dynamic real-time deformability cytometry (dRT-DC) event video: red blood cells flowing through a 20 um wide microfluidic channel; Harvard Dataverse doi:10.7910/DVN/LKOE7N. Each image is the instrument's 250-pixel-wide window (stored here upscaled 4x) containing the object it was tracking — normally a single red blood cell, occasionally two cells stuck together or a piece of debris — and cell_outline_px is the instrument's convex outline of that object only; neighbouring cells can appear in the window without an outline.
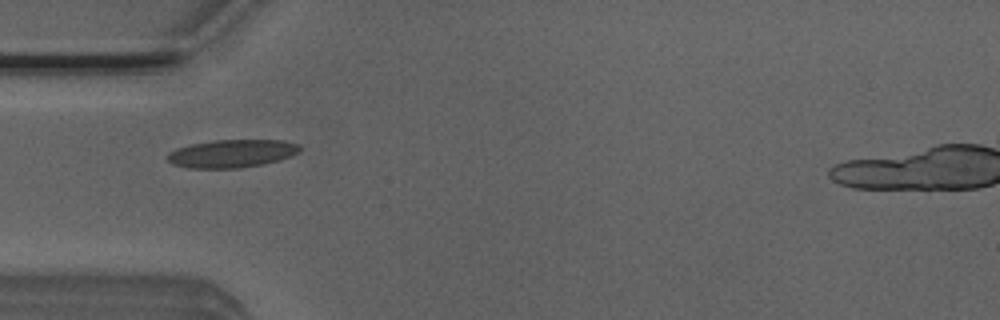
{"species": "Egyptian fruit bat (a non-hibernating species)", "species_latin": "Rousettus aegyptiacus", "temperature_condition": "room temperature", "stored_images_in_passage": 33, "camera_frame_rate_fps": 3000, "um_per_image_px": 0.085, "animal": {"sex": "male"}, "frame": {"image": 1, "passage_image": 4, "time_ms": 1.0, "image_size_px": [1000, 320], "cell_outline_px": [[300, 148], [296, 152], [280, 160], [264, 164], [240, 168], [188, 168], [172, 164], [164, 156], [168, 152], [176, 148], [192, 144], [212, 140], [284, 140], [300, 144]], "centroid_in_image_um": [19.65, 13.05], "position_along_channel_um": 65.3, "area_um2": 21.68}}
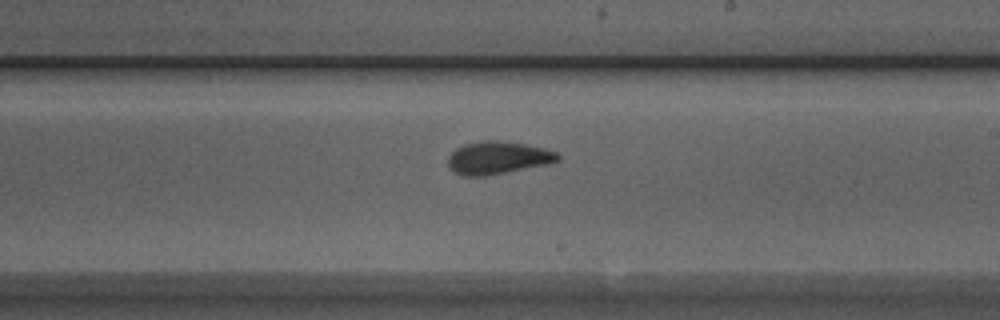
{"frame": {"image": 2, "passage_image": 18, "time_ms": 5.667, "image_size_px": [1000, 320], "cell_outline_px": [[560, 160], [548, 164], [484, 176], [464, 176], [448, 168], [448, 156], [456, 148], [464, 144], [484, 140], [496, 140], [524, 144], [544, 148], [556, 152], [560, 156]], "centroid_in_image_um": [42.3, 13.41], "position_along_channel_um": 246.7, "area_um2": 20.81}}
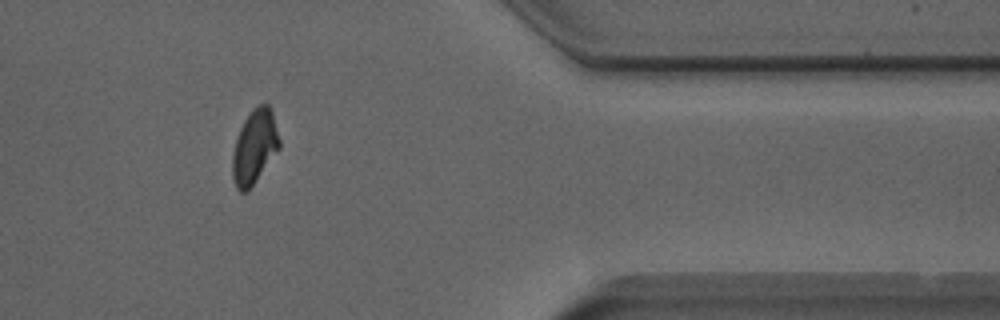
{"frame": {"image": 3, "passage_image": 31, "time_ms": 10.0, "image_size_px": [1000, 320], "cell_outline_px": [[280, 148], [248, 192], [240, 192], [236, 188], [232, 176], [232, 156], [236, 140], [240, 128], [244, 120], [252, 108], [260, 104], [268, 104], [272, 112], [280, 140]], "centroid_in_image_um": [21.63, 12.5], "position_along_channel_um": 389.8, "area_um2": 20.29}, "authors_computed_cell_mechanics": {"area_um2": 20.2878, "velocity_mm_per_s": 3.8834, "shape_relaxation_time_tau1_ms": 4.4885, "shape_relaxation_time_tau2_ms": 1.1059, "deformation_change_tau1": 0.1667, "deformation_change_tau2": 0.0777}}